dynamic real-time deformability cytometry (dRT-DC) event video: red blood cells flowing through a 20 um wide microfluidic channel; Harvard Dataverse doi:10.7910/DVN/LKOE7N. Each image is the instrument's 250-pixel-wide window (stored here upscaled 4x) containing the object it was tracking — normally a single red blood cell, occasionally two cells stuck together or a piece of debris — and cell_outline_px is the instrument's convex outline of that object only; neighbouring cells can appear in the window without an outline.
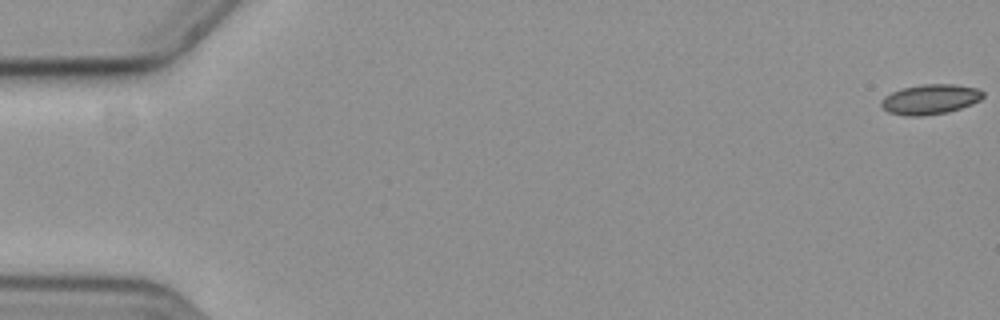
{"species": "common noctule bat (a hibernating species)", "species_latin": "Nyctalus noctula", "temperature_condition": "cold", "stored_images_in_passage": 59, "camera_frame_rate_fps": 3000, "um_per_image_px": 0.085, "animal": {"sex": "female", "body_mass_g": 19.3, "forearm_length_mm": 54.1}, "frame": {"image": 1, "passage_image": 1, "time_ms": 0.0, "image_size_px": [1000, 320], "cell_outline_px": [[984, 96], [980, 100], [972, 104], [948, 112], [920, 116], [904, 116], [888, 112], [880, 104], [880, 100], [884, 96], [892, 92], [904, 88], [924, 84], [956, 84], [980, 88], [984, 92]], "centroid_in_image_um": [79.09, 8.44], "position_along_channel_um": 5.9, "area_um2": 17.92}}
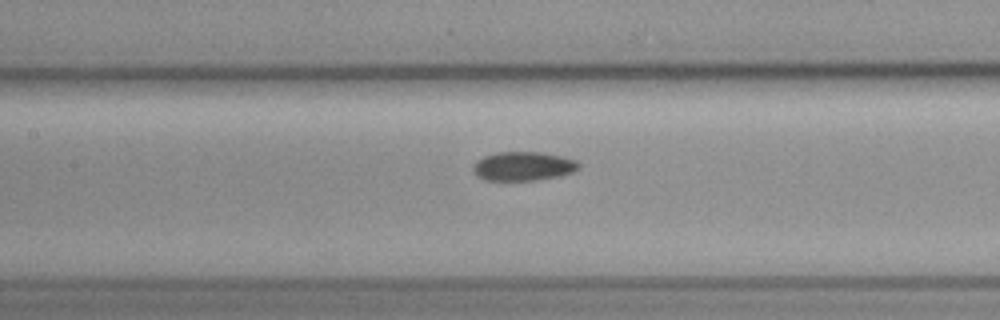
{"frame": {"image": 2, "passage_image": 28, "time_ms": 9.0, "image_size_px": [1000, 320], "cell_outline_px": [[580, 168], [572, 172], [560, 176], [536, 180], [484, 180], [476, 176], [472, 168], [472, 164], [476, 160], [484, 156], [496, 152], [544, 152], [564, 156], [576, 160], [580, 164]], "centroid_in_image_um": [44.47, 14.12], "position_along_channel_um": 162.9, "area_um2": 18.15}}
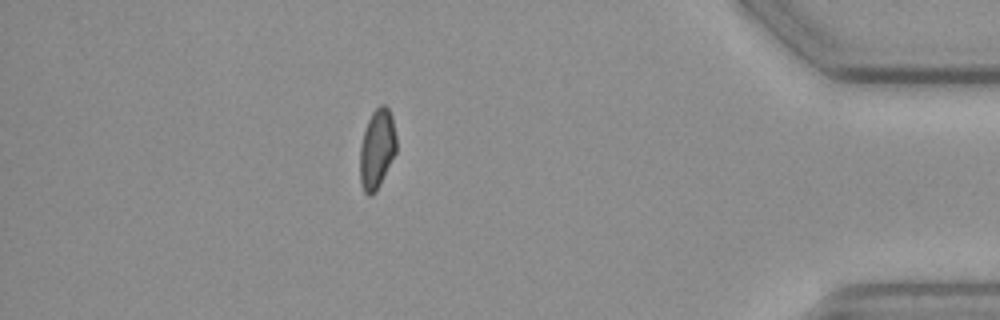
{"frame": {"image": 3, "passage_image": 52, "time_ms": 17.0, "image_size_px": [1000, 320], "cell_outline_px": [[396, 152], [376, 192], [368, 196], [364, 192], [360, 184], [360, 144], [368, 120], [372, 112], [380, 104], [384, 104], [388, 108], [392, 116], [396, 136]], "centroid_in_image_um": [32.04, 12.66], "position_along_channel_um": 403.2, "area_um2": 16.94}}